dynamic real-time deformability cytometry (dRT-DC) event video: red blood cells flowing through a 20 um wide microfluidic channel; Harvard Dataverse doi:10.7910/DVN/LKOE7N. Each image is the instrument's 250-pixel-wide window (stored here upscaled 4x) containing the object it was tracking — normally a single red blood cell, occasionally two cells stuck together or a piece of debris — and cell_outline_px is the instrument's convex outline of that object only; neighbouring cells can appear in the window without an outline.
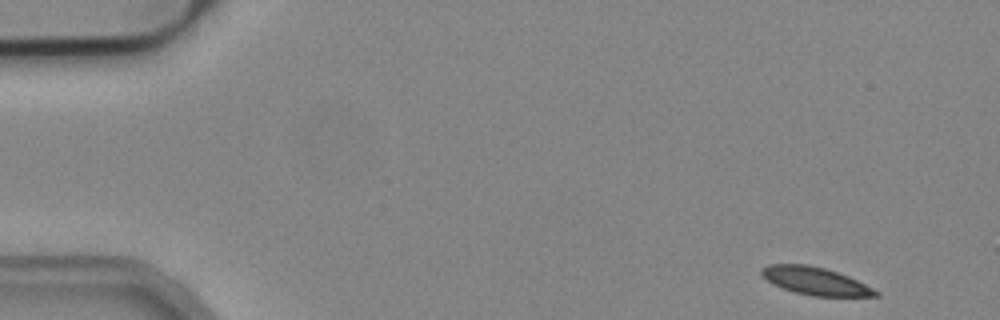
{"species": "common noctule bat (a hibernating species)", "species_latin": "Nyctalus noctula", "temperature_condition": "cold", "stored_images_in_passage": 52, "camera_frame_rate_fps": 3000, "um_per_image_px": 0.085, "animal": {"sex": "male", "body_mass_g": 19.2, "forearm_length_mm": 51.8}, "frame": {"image": 1, "passage_image": 1, "time_ms": 0.0, "image_size_px": [1000, 320], "cell_outline_px": [[880, 296], [816, 296], [796, 292], [772, 284], [760, 272], [760, 268], [768, 264], [808, 264], [824, 268], [848, 276], [880, 292]], "centroid_in_image_um": [69.29, 23.87], "position_along_channel_um": 15.7, "area_um2": 18.15}}
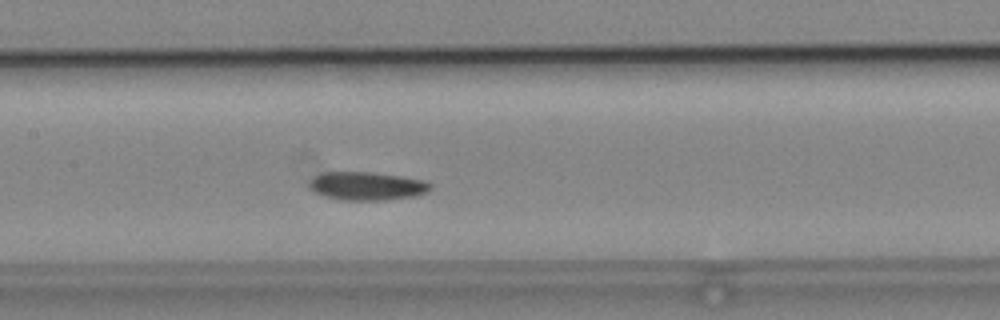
{"frame": {"image": 2, "passage_image": 23, "time_ms": 7.333, "image_size_px": [1000, 320], "cell_outline_px": [[428, 188], [424, 192], [412, 196], [384, 200], [340, 200], [324, 196], [316, 192], [308, 184], [316, 176], [324, 172], [372, 172], [400, 176], [420, 180], [428, 184]], "centroid_in_image_um": [31.11, 15.81], "position_along_channel_um": 176.3, "area_um2": 19.36}}
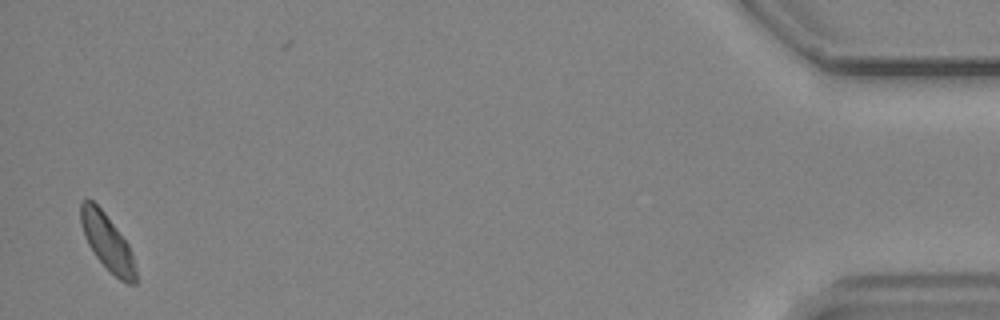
{"frame": {"image": 3, "passage_image": 50, "time_ms": 16.333, "image_size_px": [1000, 320], "cell_outline_px": [[136, 284], [128, 284], [120, 280], [96, 256], [88, 244], [84, 236], [80, 224], [80, 204], [84, 200], [92, 200], [104, 212], [128, 244], [132, 256], [136, 272]], "centroid_in_image_um": [9.1, 20.57], "position_along_channel_um": 426.1, "area_um2": 17.57}, "authors_computed_cell_mechanics": {"area_um2": 18.9873, "velocity_mm_per_s": 3.7752, "shape_relaxation_time_tau1_ms": 3.5811, "shape_relaxation_time_tau2_ms": 5.0335, "deformation_change_tau1": 0.0868, "deformation_change_tau2": 0.1025}}